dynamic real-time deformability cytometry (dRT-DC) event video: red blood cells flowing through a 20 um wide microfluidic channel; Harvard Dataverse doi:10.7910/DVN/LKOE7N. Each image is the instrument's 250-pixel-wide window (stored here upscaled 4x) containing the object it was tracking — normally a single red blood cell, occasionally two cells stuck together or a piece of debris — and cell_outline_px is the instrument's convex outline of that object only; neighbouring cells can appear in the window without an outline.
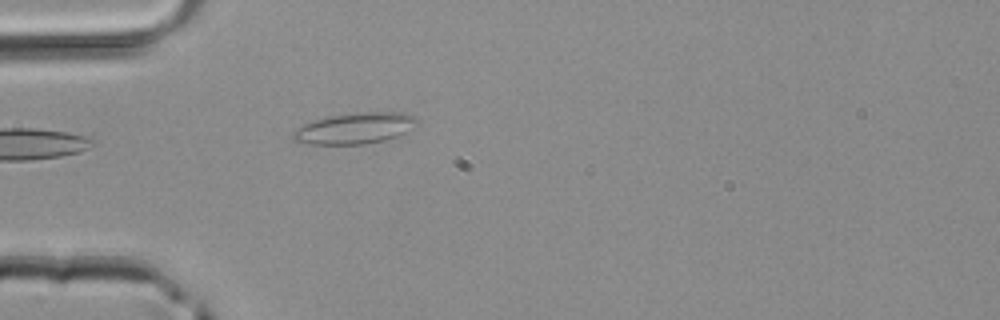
{"species": "common noctule bat (a hibernating species)", "species_latin": "Nyctalus noctula", "temperature_condition": "room temperature", "stored_images_in_passage": 3, "camera_frame_rate_fps": 3000, "um_per_image_px": 0.085, "animal": {"sex": "male", "body_mass_g": 20.4}, "frame": {"image": 1, "passage_image": 3, "time_ms": 0.667, "image_size_px": [1000, 320], "cell_outline_px": [[420, 120], [404, 132], [396, 136], [384, 140], [364, 144], [308, 144], [292, 140], [292, 132], [296, 128], [312, 120], [328, 116], [360, 112], [404, 112], [416, 116]], "centroid_in_image_um": [30.12, 10.89], "position_along_channel_um": 54.9, "area_um2": 22.48}}